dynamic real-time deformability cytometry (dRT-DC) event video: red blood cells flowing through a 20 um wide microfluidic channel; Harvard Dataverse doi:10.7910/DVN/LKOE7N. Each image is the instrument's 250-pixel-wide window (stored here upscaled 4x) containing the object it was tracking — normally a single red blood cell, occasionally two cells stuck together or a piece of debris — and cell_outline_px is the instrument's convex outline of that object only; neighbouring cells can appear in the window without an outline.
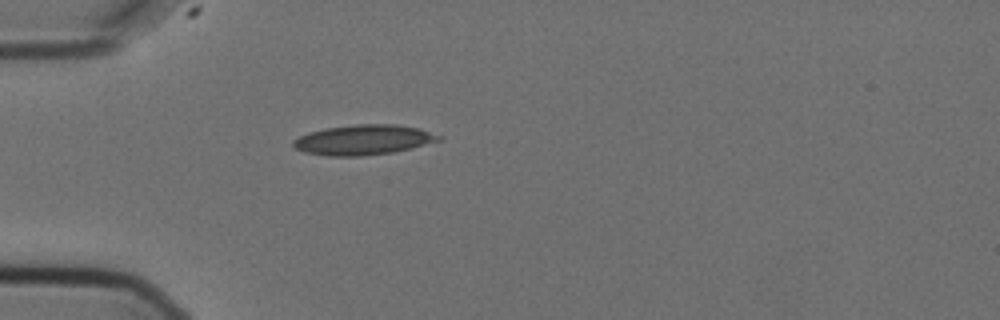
{"species": "Egyptian fruit bat (a non-hibernating species)", "species_latin": "Rousettus aegyptiacus", "temperature_condition": "cold", "stored_images_in_passage": 1, "camera_frame_rate_fps": 3000, "um_per_image_px": 0.085, "animal": {"sex": "female"}, "frame": {"image": 1, "passage_image": 1, "time_ms": 0.0, "image_size_px": [1000, 320], "cell_outline_px": [[444, 136], [440, 140], [412, 148], [396, 152], [360, 156], [328, 156], [304, 152], [296, 148], [292, 144], [292, 140], [300, 136], [324, 128], [356, 124], [396, 124], [420, 128]], "centroid_in_image_um": [30.93, 11.88], "position_along_channel_um": 54.1, "area_um2": 25.61}}